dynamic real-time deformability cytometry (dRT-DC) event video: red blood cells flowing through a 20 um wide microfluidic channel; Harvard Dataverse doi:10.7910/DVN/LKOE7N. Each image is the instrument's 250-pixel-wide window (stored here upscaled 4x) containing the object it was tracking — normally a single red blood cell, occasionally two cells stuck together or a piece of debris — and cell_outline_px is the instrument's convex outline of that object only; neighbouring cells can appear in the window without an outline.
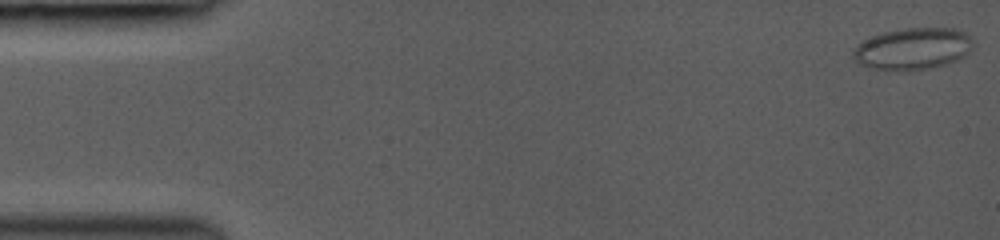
{"species": "common noctule bat (a hibernating species)", "species_latin": "Nyctalus noctula", "temperature_condition": "room temperature", "stored_images_in_passage": 29, "camera_frame_rate_fps": 3000, "um_per_image_px": 0.085, "animal": {"sex": "female", "body_mass_g": 19.0, "forearm_length_mm": 53.3}, "frame": {"image": 1, "passage_image": 1, "time_ms": 0.0, "image_size_px": [1000, 240], "cell_outline_px": [[976, 44], [960, 60], [932, 68], [912, 72], [904, 72], [872, 68], [860, 64], [852, 56], [852, 48], [856, 44], [872, 36], [884, 32], [908, 28], [952, 28], [964, 32]], "centroid_in_image_um": [77.59, 4.17], "position_along_channel_um": 7.4, "area_um2": 29.71}}
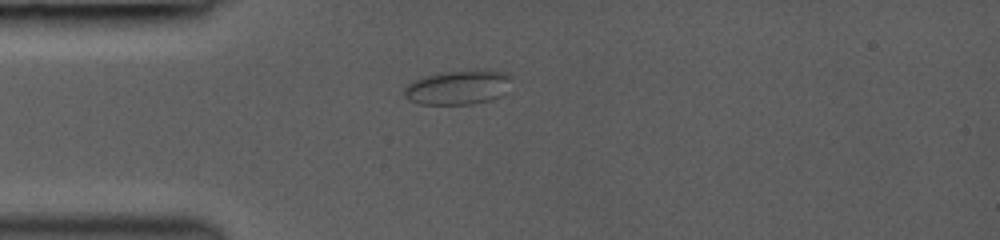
{"frame": {"image": 2, "passage_image": 24, "time_ms": 4.333, "image_size_px": [1000, 240], "cell_outline_px": [[512, 76], [508, 92], [500, 96], [488, 100], [472, 104], [420, 104], [408, 100], [404, 96], [404, 88], [408, 84], [420, 76], [444, 72], [508, 72]], "centroid_in_image_um": [38.91, 7.45], "position_along_channel_um": 46.1, "area_um2": 21.21}}